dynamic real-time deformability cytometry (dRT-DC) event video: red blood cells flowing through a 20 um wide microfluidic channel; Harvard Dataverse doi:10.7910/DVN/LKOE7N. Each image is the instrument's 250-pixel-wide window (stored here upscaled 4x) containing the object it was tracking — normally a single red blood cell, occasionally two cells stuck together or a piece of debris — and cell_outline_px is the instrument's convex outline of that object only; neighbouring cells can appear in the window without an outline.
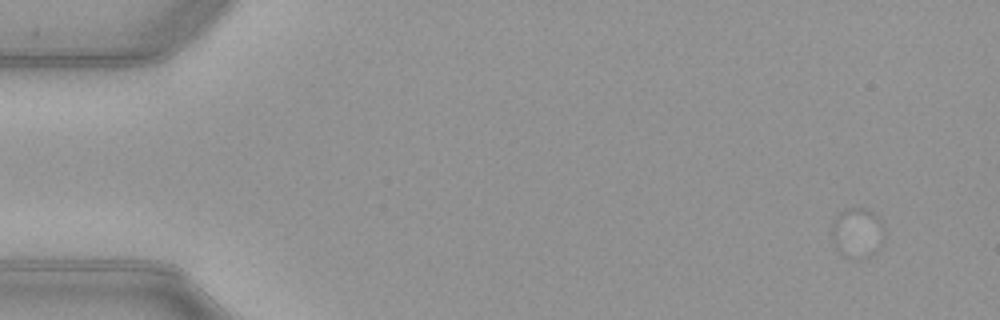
{"species": "common noctule bat (a hibernating species)", "species_latin": "Nyctalus noctula", "temperature_condition": "warm", "stored_images_in_passage": 1, "camera_frame_rate_fps": 3000, "um_per_image_px": 0.085, "animal": {"sex": "female", "body_mass_g": 21.9}, "frame": {"image": 1, "passage_image": 1, "time_ms": 0.0, "image_size_px": [1000, 320], "cell_outline_px": [[884, 236], [852, 256], [844, 256], [836, 248], [832, 240], [832, 224], [836, 216], [844, 208], [864, 208], [872, 212], [880, 220], [884, 228]], "centroid_in_image_um": [72.74, 19.59], "position_along_channel_um": 12.3, "area_um2": 13.53}}